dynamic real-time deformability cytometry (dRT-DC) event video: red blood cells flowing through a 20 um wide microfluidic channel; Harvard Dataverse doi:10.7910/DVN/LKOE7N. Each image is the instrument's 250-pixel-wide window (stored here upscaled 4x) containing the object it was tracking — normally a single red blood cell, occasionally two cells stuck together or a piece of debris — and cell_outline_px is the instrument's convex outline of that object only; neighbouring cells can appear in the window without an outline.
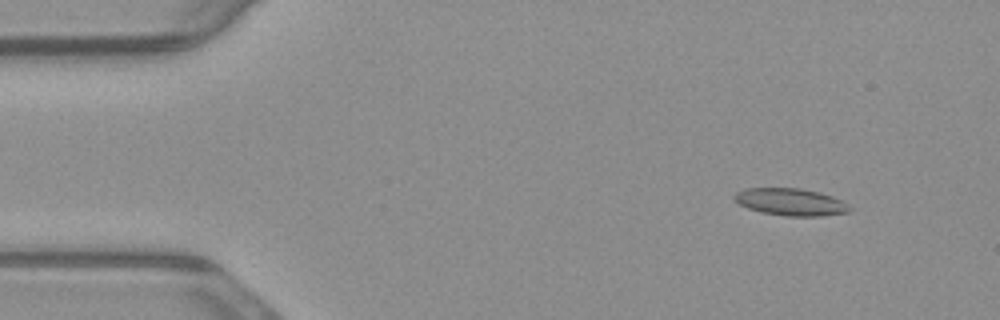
{"species": "common noctule bat (a hibernating species)", "species_latin": "Nyctalus noctula", "temperature_condition": "warm", "stored_images_in_passage": 13, "camera_frame_rate_fps": 3000, "um_per_image_px": 0.085, "animal": {"sex": "male", "body_mass_g": 23.1, "forearm_length_mm": 52.7}, "frame": {"image": 1, "passage_image": 6, "time_ms": 1.667, "image_size_px": [1000, 320], "cell_outline_px": [[840, 212], [768, 212], [752, 208], [736, 200], [756, 188], [788, 188], [812, 192], [828, 196], [836, 200]], "centroid_in_image_um": [67.03, 17.08], "position_along_channel_um": 18.0, "area_um2": 13.87}}